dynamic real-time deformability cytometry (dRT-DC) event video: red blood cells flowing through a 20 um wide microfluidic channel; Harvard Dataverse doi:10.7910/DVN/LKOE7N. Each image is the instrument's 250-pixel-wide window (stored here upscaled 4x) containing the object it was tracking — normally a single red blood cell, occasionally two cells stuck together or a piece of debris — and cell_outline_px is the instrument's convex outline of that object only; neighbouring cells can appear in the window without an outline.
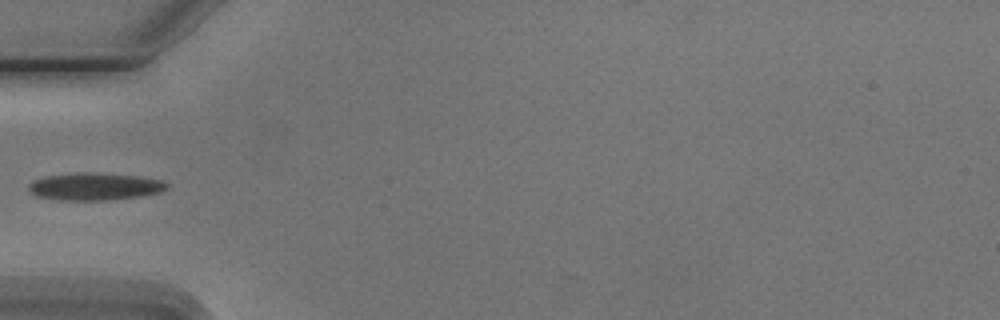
{"species": "Egyptian fruit bat (a non-hibernating species)", "species_latin": "Rousettus aegyptiacus", "temperature_condition": "cold", "stored_images_in_passage": 7, "camera_frame_rate_fps": 3000, "um_per_image_px": 0.085, "animal": {"sex": "male"}, "frame": {"image": 1, "passage_image": 6, "time_ms": 6.0, "image_size_px": [1000, 320], "cell_outline_px": [[168, 188], [160, 192], [140, 196], [108, 200], [60, 200], [36, 196], [28, 192], [28, 184], [44, 176], [84, 172], [92, 172], [136, 176], [164, 180], [168, 184]], "centroid_in_image_um": [8.04, 15.85], "position_along_channel_um": 77.0, "area_um2": 22.08}}
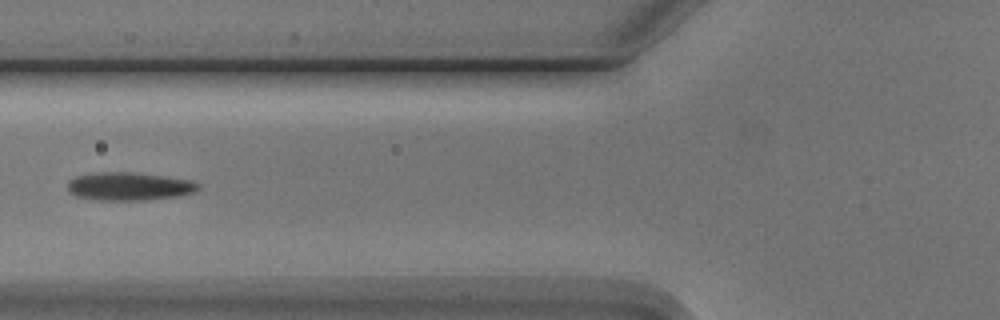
{"frame": {"image": 2, "passage_image": 7, "time_ms": 7.0, "image_size_px": [1000, 320], "cell_outline_px": [[200, 188], [192, 192], [180, 196], [144, 200], [96, 200], [76, 196], [68, 192], [68, 180], [76, 176], [96, 172], [132, 172], [164, 176], [192, 180], [200, 184]], "centroid_in_image_um": [10.96, 15.84], "position_along_channel_um": 114.8, "area_um2": 21.56}}